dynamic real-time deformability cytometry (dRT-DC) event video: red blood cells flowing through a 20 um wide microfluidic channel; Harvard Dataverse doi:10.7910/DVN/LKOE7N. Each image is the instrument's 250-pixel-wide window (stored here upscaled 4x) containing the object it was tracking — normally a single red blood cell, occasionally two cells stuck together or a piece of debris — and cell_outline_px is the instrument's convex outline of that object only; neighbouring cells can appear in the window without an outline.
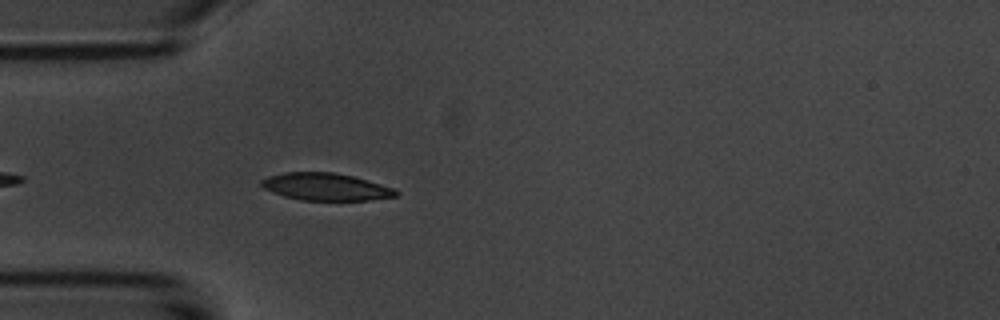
{"species": "common noctule bat (a hibernating species)", "species_latin": "Nyctalus noctula", "temperature_condition": "room temperature", "stored_images_in_passage": 4, "camera_frame_rate_fps": 3000, "um_per_image_px": 0.085, "animal": {"sex": "male", "body_mass_g": 20.1, "forearm_length_mm": 53.5}, "frame": {"image": 1, "passage_image": 4, "time_ms": 3.667, "image_size_px": [1000, 320], "cell_outline_px": [[400, 192], [396, 196], [368, 200], [300, 200], [284, 196], [272, 192], [264, 188], [260, 184], [260, 180], [284, 172], [332, 172], [352, 176], [380, 184], [392, 188]], "centroid_in_image_um": [27.67, 15.88], "position_along_channel_um": 57.3, "area_um2": 21.15}}